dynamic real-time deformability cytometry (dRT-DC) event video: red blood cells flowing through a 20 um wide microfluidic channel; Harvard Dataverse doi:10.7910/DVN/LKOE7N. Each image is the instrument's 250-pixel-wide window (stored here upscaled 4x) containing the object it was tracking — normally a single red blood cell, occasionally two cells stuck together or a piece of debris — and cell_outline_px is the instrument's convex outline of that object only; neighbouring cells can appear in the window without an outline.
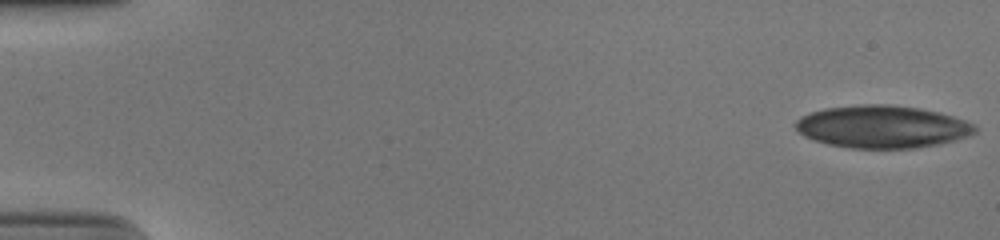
{"species": "human", "species_latin": "Homo sapiens", "temperature_condition": "cold", "stored_images_in_passage": 53, "camera_frame_rate_fps": 3000, "um_per_image_px": 0.085, "donor": {"sex": "male"}, "frame": {"image": 1, "passage_image": 1, "time_ms": 0.0, "image_size_px": [1000, 240], "cell_outline_px": [[976, 132], [968, 136], [936, 144], [916, 148], [852, 148], [828, 144], [812, 140], [804, 136], [796, 128], [796, 120], [800, 116], [824, 108], [864, 104], [888, 104], [920, 108], [952, 116], [976, 124]], "centroid_in_image_um": [74.97, 10.77], "position_along_channel_um": 10.0, "area_um2": 44.27}}
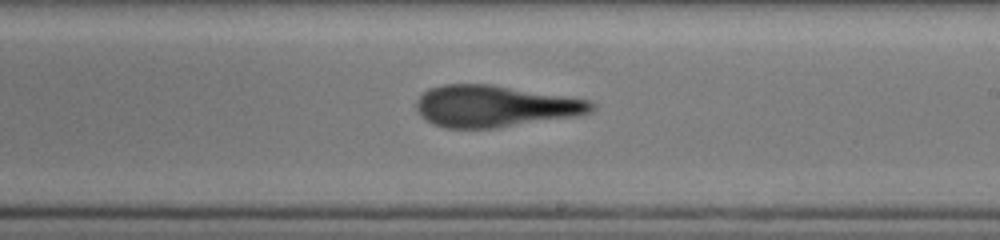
{"frame": {"image": 2, "passage_image": 32, "time_ms": 10.333, "image_size_px": [1000, 240], "cell_outline_px": [[596, 108], [592, 112], [580, 116], [496, 128], [444, 128], [432, 124], [420, 116], [416, 112], [416, 100], [428, 88], [444, 84], [492, 84], [592, 100], [596, 104]], "centroid_in_image_um": [42.09, 9.03], "position_along_channel_um": 246.9, "area_um2": 43.18}}
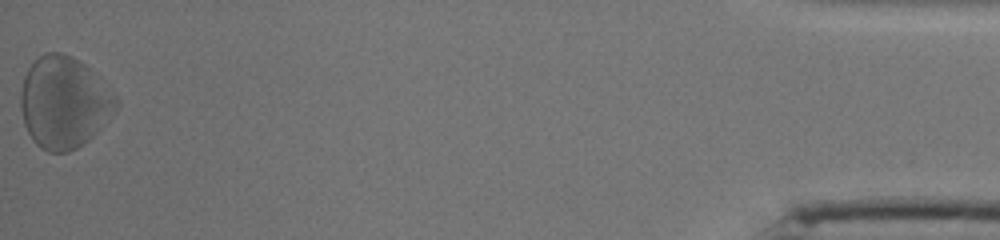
{"frame": {"image": 3, "passage_image": 53, "time_ms": 17.333, "image_size_px": [1000, 240], "cell_outline_px": [[120, 104], [96, 132], [84, 144], [68, 152], [48, 152], [40, 148], [32, 140], [24, 124], [20, 108], [20, 92], [24, 76], [28, 68], [44, 52], [60, 52], [72, 56], [84, 64], [120, 100]], "centroid_in_image_um": [5.41, 8.71], "position_along_channel_um": 429.8, "area_um2": 50.81}, "authors_computed_cell_mechanics": {"area_um2": 43.928, "velocity_mm_per_s": 3.8722, "shape_relaxation_time_tau1_ms": null, "shape_relaxation_time_tau2_ms": 2.8795, "deformation_change_tau1": null, "deformation_change_tau2": 0.1394}}